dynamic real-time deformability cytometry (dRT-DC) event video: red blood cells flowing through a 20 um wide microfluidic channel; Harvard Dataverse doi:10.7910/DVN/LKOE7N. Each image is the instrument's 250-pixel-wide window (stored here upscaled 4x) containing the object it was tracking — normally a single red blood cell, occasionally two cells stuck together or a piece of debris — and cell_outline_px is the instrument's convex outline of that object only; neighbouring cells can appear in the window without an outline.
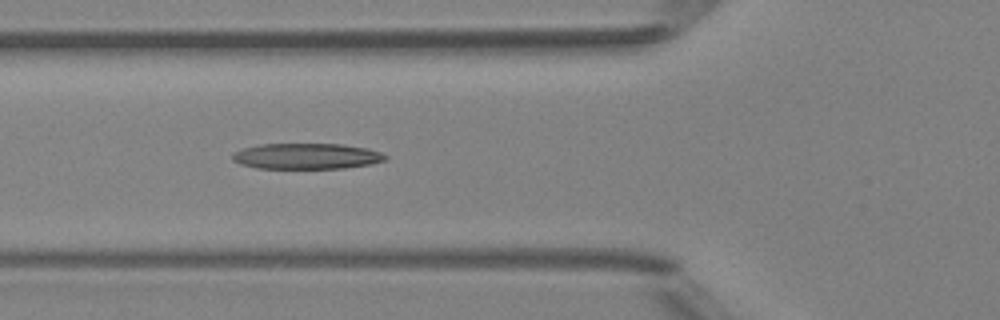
{"species": "Egyptian fruit bat (a non-hibernating species)", "species_latin": "Rousettus aegyptiacus", "temperature_condition": "room temperature", "stored_images_in_passage": 38, "camera_frame_rate_fps": 3000, "um_per_image_px": 0.085, "animal": {"sex": "female"}, "frame": {"image": 1, "passage_image": 7, "time_ms": 2.0, "image_size_px": [1000, 320], "cell_outline_px": [[388, 156], [384, 160], [368, 164], [344, 168], [256, 168], [240, 164], [232, 160], [232, 152], [244, 148], [260, 144], [344, 144], [368, 148], [380, 152]], "centroid_in_image_um": [26.03, 13.27], "position_along_channel_um": 99.8, "area_um2": 22.95}}
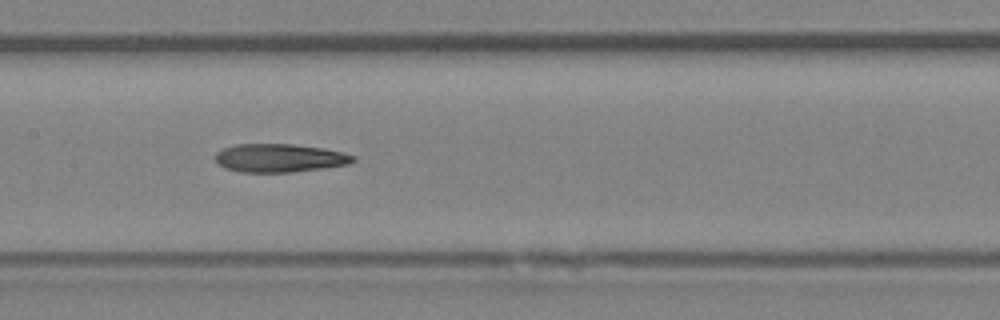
{"frame": {"image": 2, "passage_image": 13, "time_ms": 4.0, "image_size_px": [1000, 320], "cell_outline_px": [[356, 160], [348, 164], [292, 172], [240, 172], [224, 168], [216, 164], [216, 152], [224, 148], [236, 144], [292, 144], [324, 148], [344, 152], [356, 156]], "centroid_in_image_um": [23.75, 13.43], "position_along_channel_um": 183.6, "area_um2": 22.83}}
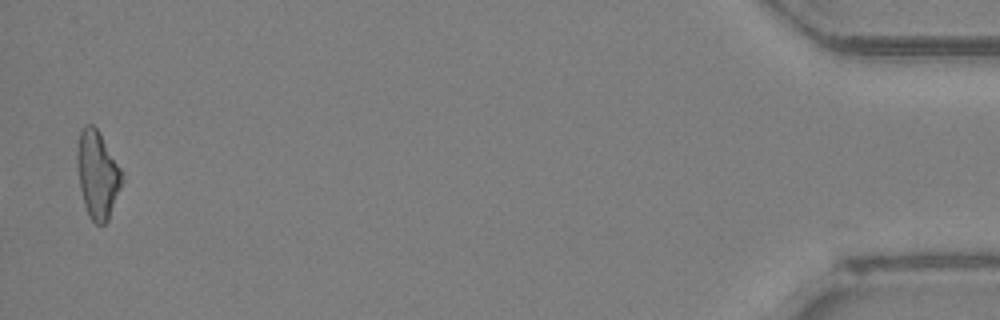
{"frame": {"image": 3, "passage_image": 37, "time_ms": 12.0, "image_size_px": [1000, 320], "cell_outline_px": [[124, 180], [108, 220], [104, 224], [96, 224], [88, 216], [84, 204], [80, 188], [76, 164], [76, 152], [80, 128], [84, 124], [92, 124], [100, 132], [120, 168]], "centroid_in_image_um": [8.27, 14.81], "position_along_channel_um": 426.9, "area_um2": 23.06}, "authors_computed_cell_mechanics": {"area_um2": 23.0622, "velocity_mm_per_s": 4.2026, "shape_relaxation_time_tau1_ms": 4.6284, "shape_relaxation_time_tau2_ms": 4.2419, "deformation_change_tau1": 0.1746, "deformation_change_tau2": 0.1661}}